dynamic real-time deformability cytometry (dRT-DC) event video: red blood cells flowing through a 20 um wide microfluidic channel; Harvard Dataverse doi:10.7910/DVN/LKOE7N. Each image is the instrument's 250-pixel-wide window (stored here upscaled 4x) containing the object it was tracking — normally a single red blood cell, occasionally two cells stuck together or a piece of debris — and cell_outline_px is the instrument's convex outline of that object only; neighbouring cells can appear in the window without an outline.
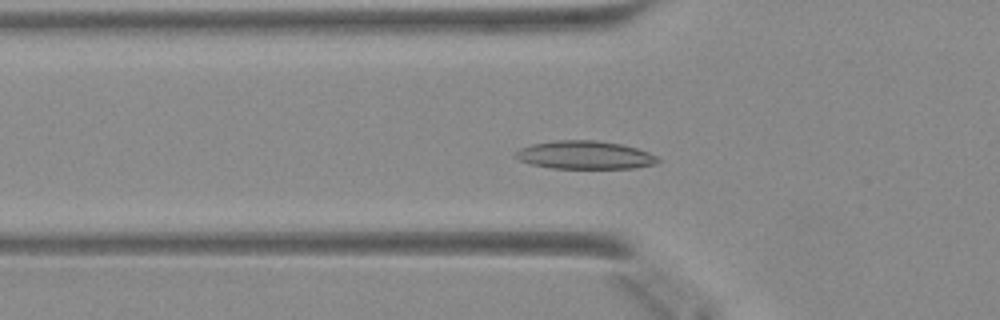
{"species": "Egyptian fruit bat (a non-hibernating species)", "species_latin": "Rousettus aegyptiacus", "temperature_condition": "warm", "stored_images_in_passage": 46, "camera_frame_rate_fps": 3000, "um_per_image_px": 0.085, "animal": {"sex": "female"}, "frame": {"image": 1, "passage_image": 17, "time_ms": 5.333, "image_size_px": [1000, 320], "cell_outline_px": [[660, 160], [656, 164], [636, 168], [552, 168], [532, 164], [520, 160], [512, 156], [520, 148], [532, 144], [556, 140], [596, 140], [620, 144], [636, 148], [648, 152], [656, 156]], "centroid_in_image_um": [49.71, 13.18], "position_along_channel_um": 76.1, "area_um2": 23.29}}
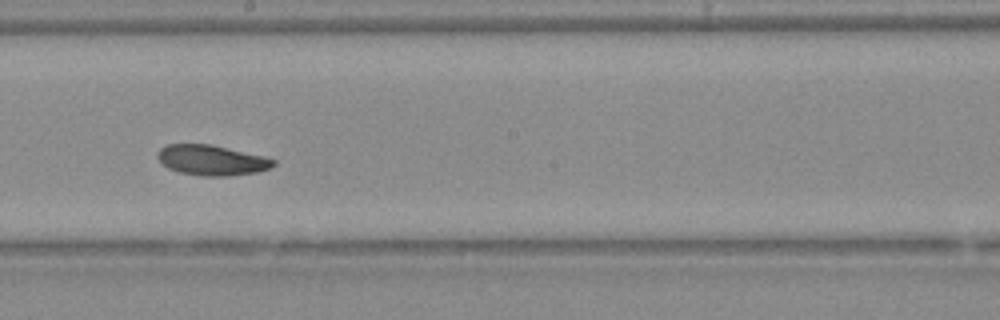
{"frame": {"image": 2, "passage_image": 28, "time_ms": 9.0, "image_size_px": [1000, 320], "cell_outline_px": [[276, 164], [268, 168], [256, 172], [228, 176], [204, 176], [180, 172], [168, 168], [156, 156], [156, 152], [160, 148], [168, 144], [212, 144], [264, 156], [276, 160]], "centroid_in_image_um": [17.99, 13.6], "position_along_channel_um": 230.2, "area_um2": 20.4}}
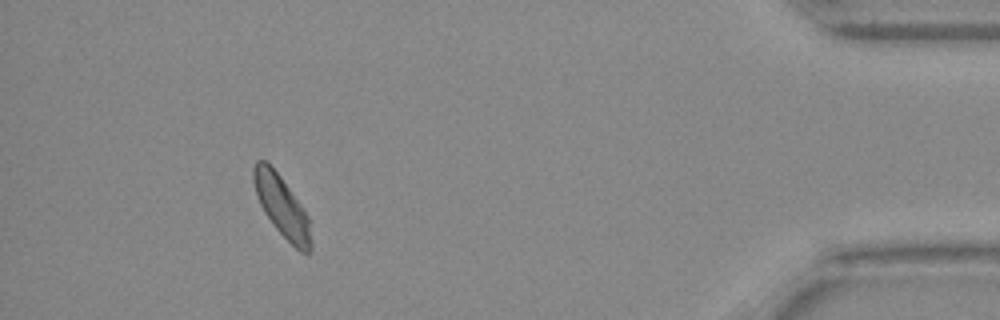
{"frame": {"image": 3, "passage_image": 45, "time_ms": 14.667, "image_size_px": [1000, 320], "cell_outline_px": [[312, 252], [300, 252], [276, 228], [264, 212], [256, 196], [252, 180], [252, 168], [256, 160], [264, 160], [280, 176], [304, 208], [308, 216], [312, 244]], "centroid_in_image_um": [23.95, 17.53], "position_along_channel_um": 411.3, "area_um2": 20.29}}